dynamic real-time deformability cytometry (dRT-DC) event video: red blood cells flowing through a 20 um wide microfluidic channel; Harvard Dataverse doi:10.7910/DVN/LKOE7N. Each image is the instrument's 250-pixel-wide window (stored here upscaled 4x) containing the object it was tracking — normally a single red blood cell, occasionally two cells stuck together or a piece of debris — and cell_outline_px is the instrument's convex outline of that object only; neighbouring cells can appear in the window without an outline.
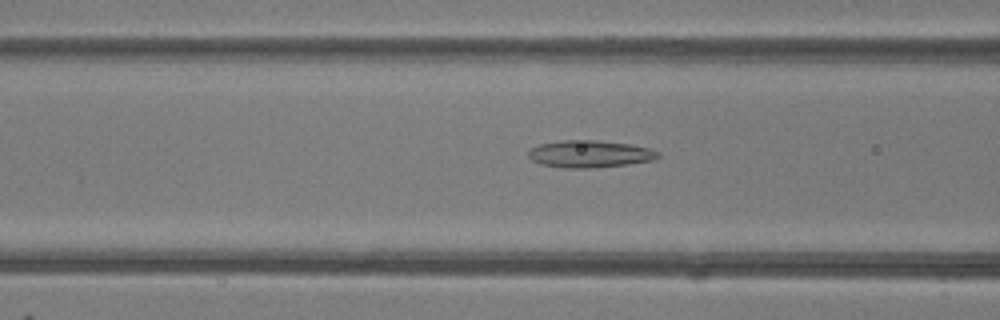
{"species": "common noctule bat (a hibernating species)", "species_latin": "Nyctalus noctula", "temperature_condition": "room temperature", "stored_images_in_passage": 38, "camera_frame_rate_fps": 3000, "um_per_image_px": 0.085, "animal": {"sex": "female"}, "frame": {"image": 1, "passage_image": 8, "time_ms": 2.333, "image_size_px": [1000, 320], "cell_outline_px": [[660, 156], [656, 160], [628, 164], [596, 168], [564, 168], [540, 164], [532, 160], [528, 156], [528, 152], [532, 148], [540, 144], [560, 140], [596, 140], [632, 144], [648, 148], [660, 152]], "centroid_in_image_um": [50.16, 13.09], "position_along_channel_um": 116.4, "area_um2": 20.75}}
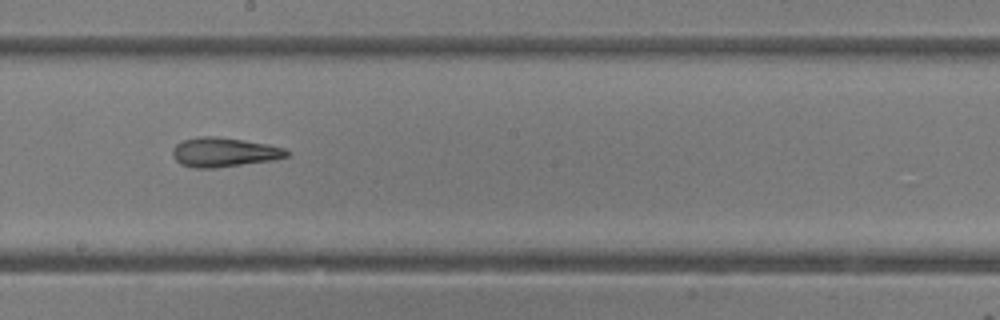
{"frame": {"image": 2, "passage_image": 16, "time_ms": 5.0, "image_size_px": [1000, 320], "cell_outline_px": [[292, 152], [288, 156], [272, 160], [216, 168], [196, 168], [180, 164], [172, 156], [172, 148], [176, 144], [184, 140], [196, 136], [216, 136], [244, 140], [268, 144], [284, 148]], "centroid_in_image_um": [19.03, 12.93], "position_along_channel_um": 229.2, "area_um2": 19.65}}
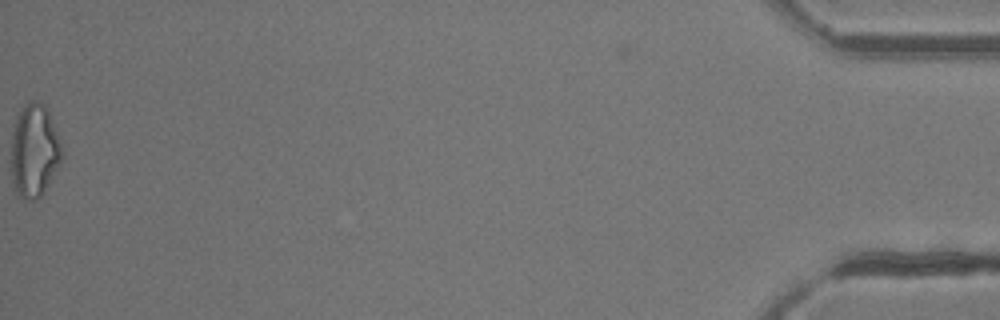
{"frame": {"image": 3, "passage_image": 38, "time_ms": 12.333, "image_size_px": [1000, 320], "cell_outline_px": [[64, 156], [60, 164], [44, 192], [36, 200], [24, 200], [16, 196], [12, 184], [12, 132], [16, 116], [20, 108], [24, 104], [32, 100], [36, 100], [44, 104], [48, 108], [64, 152]], "centroid_in_image_um": [2.92, 12.81], "position_along_channel_um": 432.3, "area_um2": 28.15}, "authors_computed_cell_mechanics": {"area_um2": 20.7213, "velocity_mm_per_s": 4.2127, "shape_relaxation_time_tau1_ms": null, "shape_relaxation_time_tau2_ms": 5.6034, "deformation_change_tau1": null, "deformation_change_tau2": 0.1899}}